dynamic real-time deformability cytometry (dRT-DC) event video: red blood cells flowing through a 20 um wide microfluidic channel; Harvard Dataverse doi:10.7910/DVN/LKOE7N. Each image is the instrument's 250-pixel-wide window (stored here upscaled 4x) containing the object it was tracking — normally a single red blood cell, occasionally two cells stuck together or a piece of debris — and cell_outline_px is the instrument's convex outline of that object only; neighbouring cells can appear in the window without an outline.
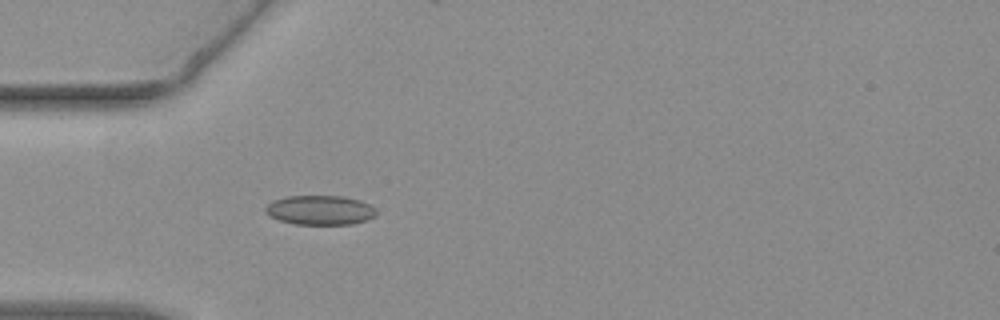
{"species": "common noctule bat (a hibernating species)", "species_latin": "Nyctalus noctula", "temperature_condition": "warm", "stored_images_in_passage": 44, "camera_frame_rate_fps": 3000, "um_per_image_px": 0.085, "animal": {"sex": "female", "body_mass_g": 19.3, "forearm_length_mm": 54.1}, "frame": {"image": 1, "passage_image": 6, "time_ms": 1.667, "image_size_px": [1000, 320], "cell_outline_px": [[376, 212], [372, 216], [364, 220], [352, 224], [296, 224], [280, 220], [264, 212], [264, 208], [272, 200], [288, 196], [344, 196], [360, 200], [376, 208]], "centroid_in_image_um": [27.18, 17.84], "position_along_channel_um": 57.8, "area_um2": 18.84}}
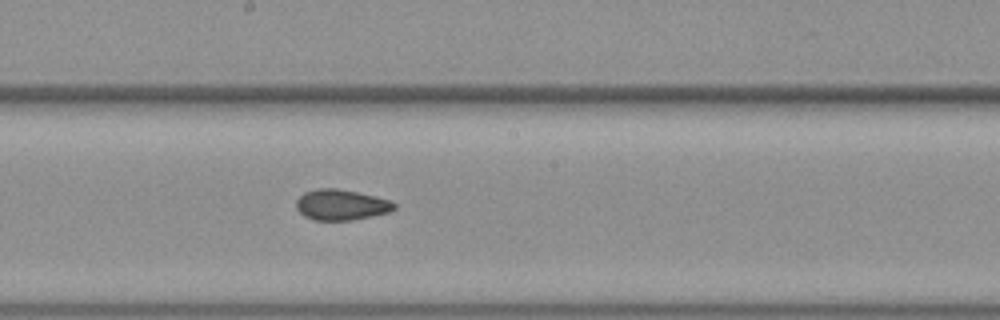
{"frame": {"image": 2, "passage_image": 19, "time_ms": 6.0, "image_size_px": [1000, 320], "cell_outline_px": [[396, 208], [388, 212], [372, 216], [352, 220], [312, 220], [304, 216], [296, 208], [296, 200], [304, 192], [316, 188], [336, 188], [356, 192], [388, 200], [396, 204]], "centroid_in_image_um": [28.95, 17.41], "position_along_channel_um": 219.2, "area_um2": 17.4}}
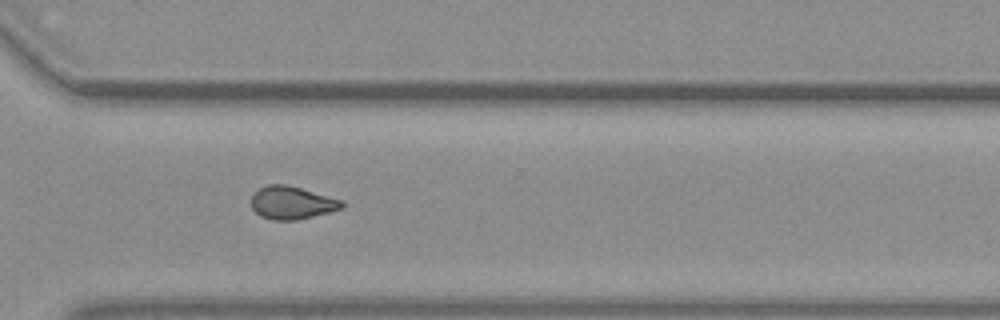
{"frame": {"image": 3, "passage_image": 29, "time_ms": 9.333, "image_size_px": [1000, 320], "cell_outline_px": [[344, 204], [340, 208], [328, 212], [296, 220], [272, 220], [260, 216], [252, 208], [252, 196], [260, 188], [268, 184], [288, 184], [344, 200]], "centroid_in_image_um": [24.81, 17.22], "position_along_channel_um": 345.8, "area_um2": 17.28}, "authors_computed_cell_mechanics": {"area_um2": 17.6001, "velocity_mm_per_s": 3.8127, "shape_relaxation_time_tau1_ms": null, "shape_relaxation_time_tau2_ms": 1.8693, "deformation_change_tau1": null, "deformation_change_tau2": 0.0622}}